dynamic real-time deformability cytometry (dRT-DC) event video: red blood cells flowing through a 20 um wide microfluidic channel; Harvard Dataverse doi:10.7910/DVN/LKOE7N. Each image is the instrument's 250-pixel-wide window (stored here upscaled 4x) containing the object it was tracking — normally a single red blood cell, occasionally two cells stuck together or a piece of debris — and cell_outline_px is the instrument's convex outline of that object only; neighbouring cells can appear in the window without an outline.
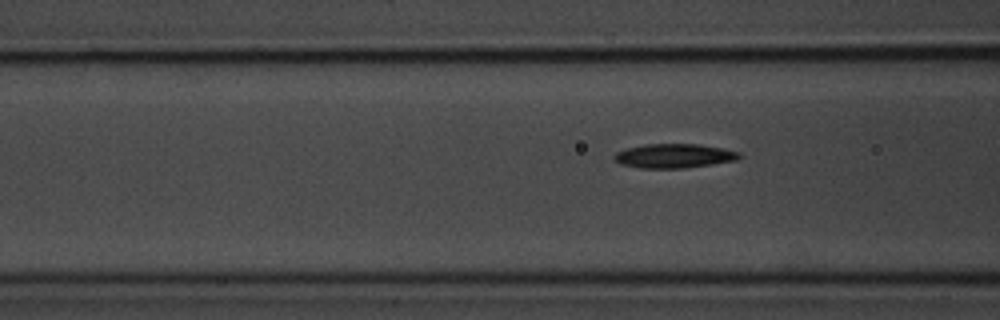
{"species": "common noctule bat (a hibernating species)", "species_latin": "Nyctalus noctula", "temperature_condition": "room temperature", "stored_images_in_passage": 7, "segment_of_instrument_passage": [2, 2], "camera_frame_rate_fps": 3000, "um_per_image_px": 0.085, "animal": {"sex": "male", "body_mass_g": 20.1, "forearm_length_mm": 53.5}, "frame": {"image": 1, "passage_image": 7, "time_ms": 7.667, "image_size_px": [1000, 320], "cell_outline_px": [[744, 156], [736, 160], [712, 164], [684, 168], [640, 168], [620, 164], [612, 156], [616, 152], [624, 148], [644, 144], [700, 144], [724, 148], [740, 152]], "centroid_in_image_um": [57.3, 13.24], "position_along_channel_um": 109.3, "area_um2": 17.86}}